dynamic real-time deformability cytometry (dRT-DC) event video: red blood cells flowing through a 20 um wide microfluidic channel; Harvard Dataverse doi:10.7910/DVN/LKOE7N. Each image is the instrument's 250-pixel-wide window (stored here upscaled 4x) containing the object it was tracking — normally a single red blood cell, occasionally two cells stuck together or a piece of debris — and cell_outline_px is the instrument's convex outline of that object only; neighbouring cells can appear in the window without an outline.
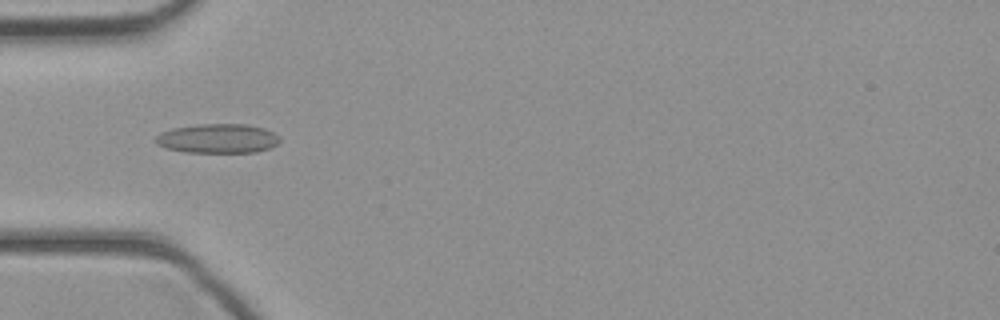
{"species": "common noctule bat (a hibernating species)", "species_latin": "Nyctalus noctula", "temperature_condition": "cold", "stored_images_in_passage": 37, "camera_frame_rate_fps": 3000, "um_per_image_px": 0.085, "animal": {"sex": "female", "body_mass_g": 21.9}, "frame": {"image": 1, "passage_image": 7, "time_ms": 2.0, "image_size_px": [1000, 320], "cell_outline_px": [[272, 144], [264, 148], [244, 152], [200, 152], [176, 148], [184, 128], [256, 128]], "centroid_in_image_um": [18.89, 11.9], "position_along_channel_um": 66.1, "area_um2": 14.16}}
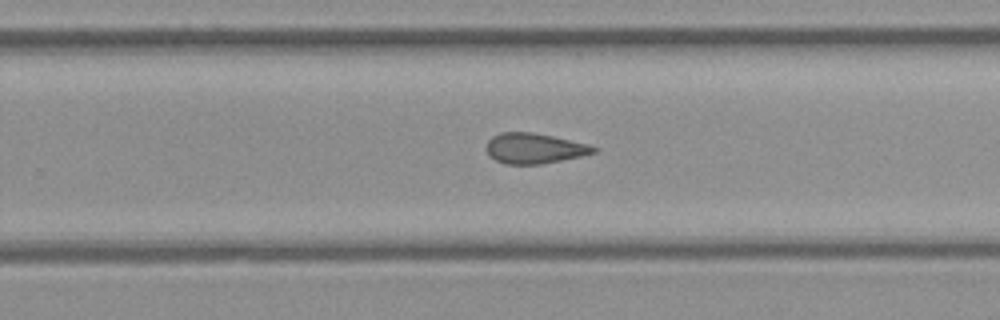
{"frame": {"image": 2, "passage_image": 21, "time_ms": 6.667, "image_size_px": [1000, 320], "cell_outline_px": [[596, 148], [592, 152], [532, 164], [512, 164], [500, 160], [492, 156], [488, 152], [488, 144], [496, 136], [508, 132], [520, 132], [548, 136]], "centroid_in_image_um": [45.3, 12.61], "position_along_channel_um": 284.5, "area_um2": 16.65}}
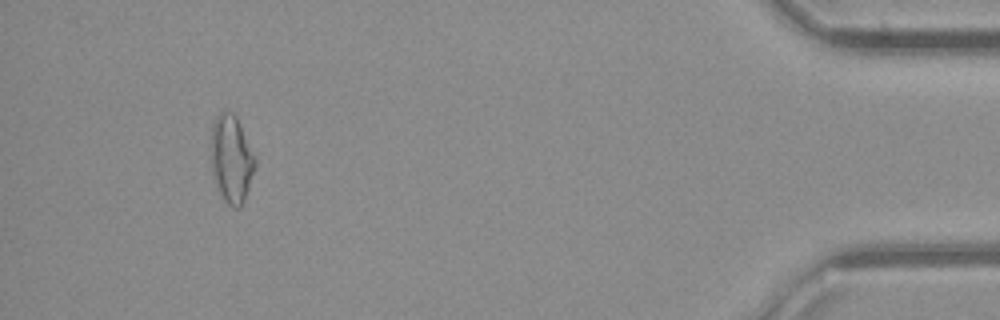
{"frame": {"image": 3, "passage_image": 34, "time_ms": 11.0, "image_size_px": [1000, 320], "cell_outline_px": [[252, 168], [244, 192], [240, 200], [228, 200], [220, 184], [216, 168], [216, 136], [220, 124], [236, 120], [252, 160]], "centroid_in_image_um": [19.76, 13.64], "position_along_channel_um": 415.4, "area_um2": 15.55}}